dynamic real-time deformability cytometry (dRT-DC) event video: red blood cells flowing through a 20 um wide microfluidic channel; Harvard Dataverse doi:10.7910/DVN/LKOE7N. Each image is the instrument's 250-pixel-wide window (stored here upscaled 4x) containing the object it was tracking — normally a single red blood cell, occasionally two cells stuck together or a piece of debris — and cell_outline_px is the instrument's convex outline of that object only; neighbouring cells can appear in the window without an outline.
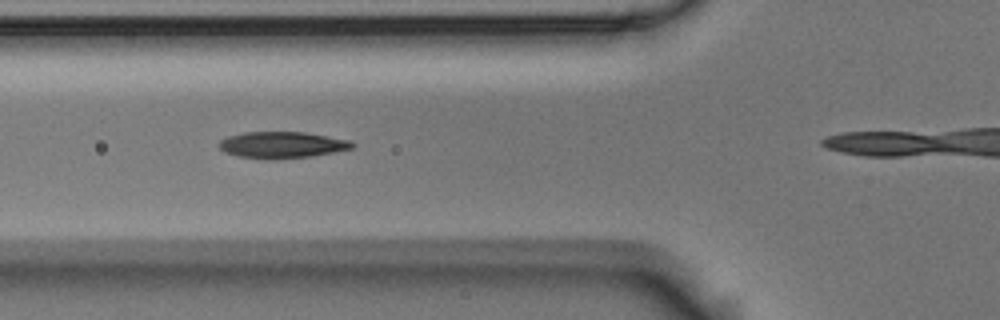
{"species": "Egyptian fruit bat (a non-hibernating species)", "species_latin": "Rousettus aegyptiacus", "temperature_condition": "room temperature", "stored_images_in_passage": 5, "camera_frame_rate_fps": 3000, "um_per_image_px": 0.085, "animal": {"sex": "male"}, "frame": {"image": 1, "passage_image": 3, "time_ms": 0.667, "image_size_px": [1000, 320], "cell_outline_px": [[356, 148], [312, 156], [236, 156], [224, 152], [220, 148], [220, 140], [228, 136], [244, 132], [304, 132], [352, 140], [356, 144]], "centroid_in_image_um": [24.06, 12.26], "position_along_channel_um": 101.7, "area_um2": 19.71}}
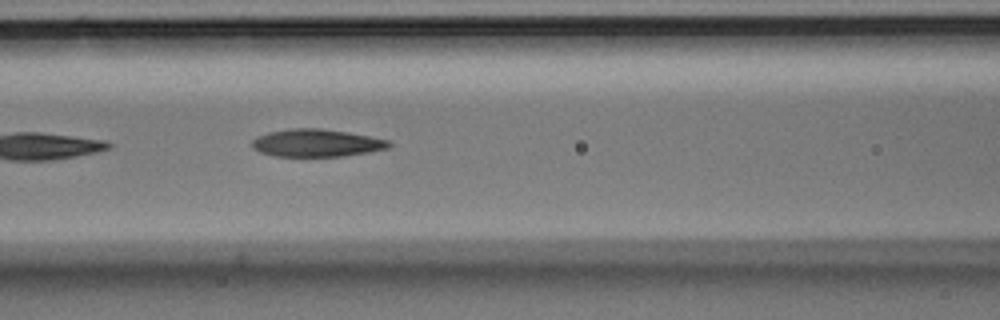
{"frame": {"image": 2, "passage_image": 5, "time_ms": 1.333, "image_size_px": [1000, 320], "cell_outline_px": [[392, 144], [388, 148], [368, 152], [340, 156], [276, 156], [260, 152], [252, 148], [252, 140], [256, 136], [268, 132], [292, 128], [320, 128], [348, 132], [388, 140]], "centroid_in_image_um": [26.87, 12.14], "position_along_channel_um": 139.7, "area_um2": 21.91}}